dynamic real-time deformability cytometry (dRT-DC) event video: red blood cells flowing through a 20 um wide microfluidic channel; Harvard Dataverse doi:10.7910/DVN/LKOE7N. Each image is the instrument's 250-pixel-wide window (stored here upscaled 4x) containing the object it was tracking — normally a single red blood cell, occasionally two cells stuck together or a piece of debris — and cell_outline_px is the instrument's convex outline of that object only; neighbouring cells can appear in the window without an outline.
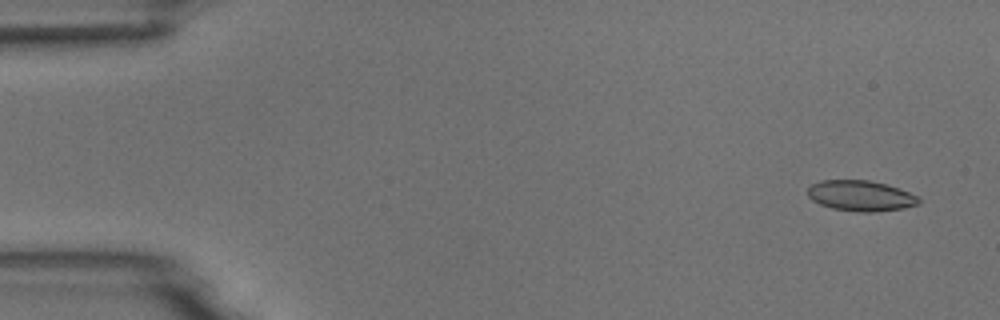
{"species": "common noctule bat (a hibernating species)", "species_latin": "Nyctalus noctula", "temperature_condition": "room temperature", "stored_images_in_passage": 53, "camera_frame_rate_fps": 3000, "um_per_image_px": 0.085, "animal": {"sex": "male", "body_mass_g": 18.8}, "frame": {"image": 1, "passage_image": 2, "time_ms": 0.333, "image_size_px": [1000, 320], "cell_outline_px": [[920, 204], [904, 208], [876, 212], [856, 212], [832, 208], [820, 204], [812, 200], [808, 196], [808, 188], [812, 184], [820, 180], [868, 180], [884, 184], [908, 192], [916, 196], [920, 200]], "centroid_in_image_um": [73.14, 16.65], "position_along_channel_um": 11.9, "area_um2": 19.71}}
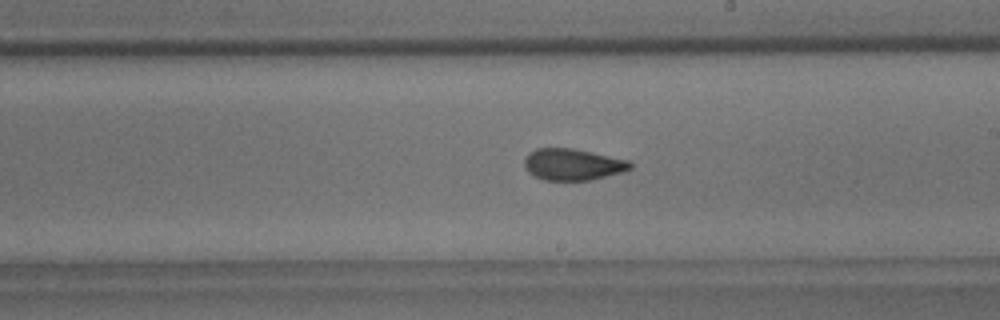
{"frame": {"image": 2, "passage_image": 30, "time_ms": 9.667, "image_size_px": [1000, 320], "cell_outline_px": [[632, 168], [624, 172], [592, 180], [544, 180], [528, 172], [524, 164], [524, 160], [528, 152], [536, 148], [572, 148], [628, 160], [632, 164]], "centroid_in_image_um": [48.68, 13.98], "position_along_channel_um": 240.3, "area_um2": 19.48}}
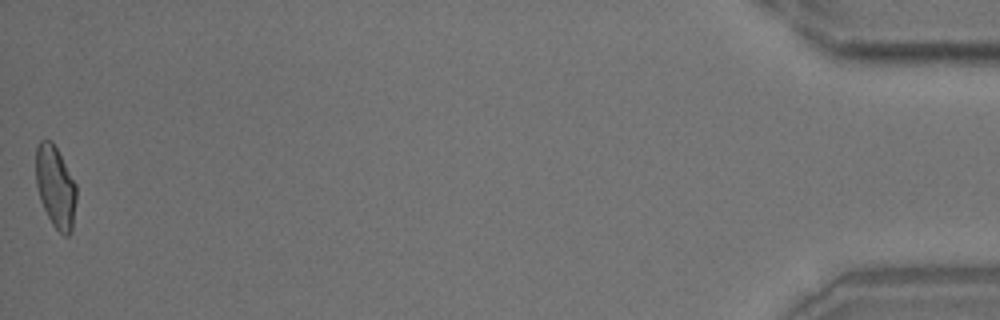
{"frame": {"image": 3, "passage_image": 53, "time_ms": 17.333, "image_size_px": [1000, 320], "cell_outline_px": [[76, 200], [72, 232], [68, 236], [64, 236], [52, 224], [40, 200], [36, 184], [36, 148], [40, 140], [52, 140], [76, 184]], "centroid_in_image_um": [4.72, 15.89], "position_along_channel_um": 430.5, "area_um2": 19.31}, "authors_computed_cell_mechanics": {"area_um2": 19.8254, "velocity_mm_per_s": 3.7301, "shape_relaxation_time_tau1_ms": 6.6632, "shape_relaxation_time_tau2_ms": 1.385, "deformation_change_tau1": 0.1591, "deformation_change_tau2": 0.0677}}